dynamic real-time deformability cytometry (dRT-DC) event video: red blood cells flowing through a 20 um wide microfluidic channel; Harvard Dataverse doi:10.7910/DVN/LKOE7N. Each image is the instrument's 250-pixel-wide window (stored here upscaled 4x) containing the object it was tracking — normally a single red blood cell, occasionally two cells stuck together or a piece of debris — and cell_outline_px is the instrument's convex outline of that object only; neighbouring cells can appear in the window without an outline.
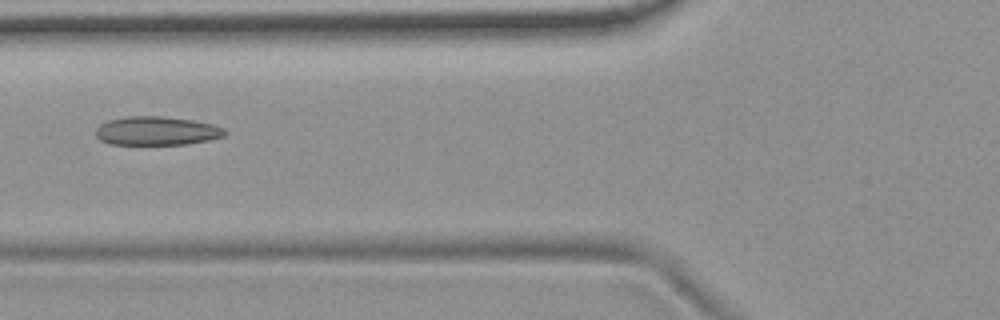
{"species": "common noctule bat (a hibernating species)", "species_latin": "Nyctalus noctula", "temperature_condition": "room temperature", "stored_images_in_passage": 9, "camera_frame_rate_fps": 3000, "um_per_image_px": 0.085, "animal": {"sex": "female", "body_mass_g": 19.9}, "frame": {"image": 1, "passage_image": 6, "time_ms": 5.667, "image_size_px": [1000, 320], "cell_outline_px": [[228, 132], [224, 136], [208, 140], [188, 144], [108, 144], [100, 140], [96, 136], [96, 128], [100, 124], [108, 120], [124, 116], [164, 116], [192, 120], [212, 124], [224, 128]], "centroid_in_image_um": [13.31, 11.12], "position_along_channel_um": 112.5, "area_um2": 21.73}}
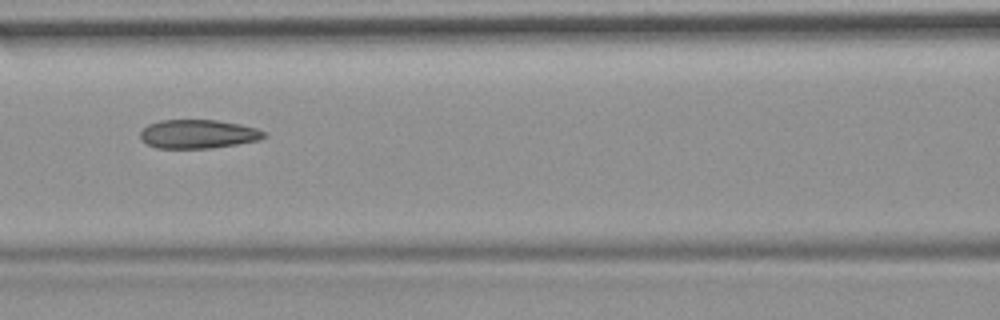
{"frame": {"image": 2, "passage_image": 7, "time_ms": 6.667, "image_size_px": [1000, 320], "cell_outline_px": [[268, 136], [260, 140], [236, 144], [208, 148], [156, 148], [140, 140], [140, 132], [148, 124], [160, 120], [216, 120], [240, 124], [256, 128], [264, 132]], "centroid_in_image_um": [16.83, 11.39], "position_along_channel_um": 149.8, "area_um2": 20.75}}
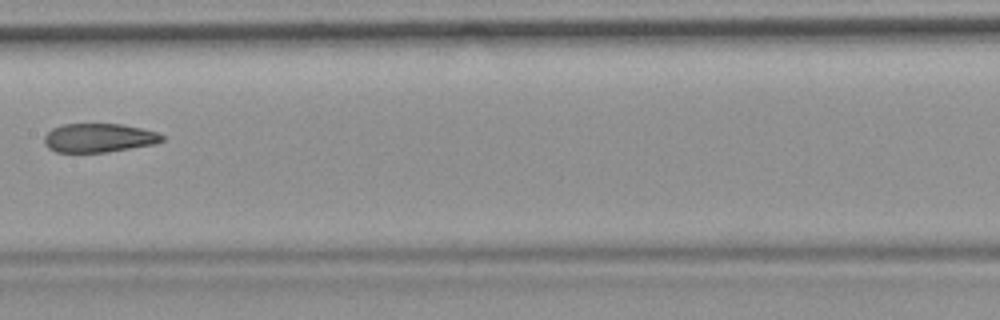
{"frame": {"image": 3, "passage_image": 8, "time_ms": 8.0, "image_size_px": [1000, 320], "cell_outline_px": [[164, 140], [156, 144], [108, 152], [56, 152], [48, 148], [44, 144], [44, 136], [52, 128], [64, 124], [120, 124], [140, 128], [156, 132], [164, 136]], "centroid_in_image_um": [8.39, 11.72], "position_along_channel_um": 199.0, "area_um2": 19.83}}